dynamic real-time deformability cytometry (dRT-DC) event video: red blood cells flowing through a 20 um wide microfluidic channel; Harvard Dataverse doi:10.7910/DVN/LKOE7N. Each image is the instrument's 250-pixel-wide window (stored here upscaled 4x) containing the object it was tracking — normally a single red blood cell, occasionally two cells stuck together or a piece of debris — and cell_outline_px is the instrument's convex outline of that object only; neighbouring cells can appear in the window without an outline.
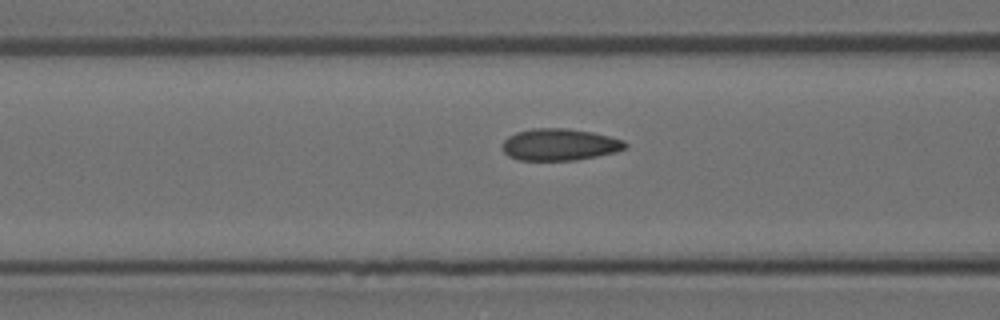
{"species": "Egyptian fruit bat (a non-hibernating species)", "species_latin": "Rousettus aegyptiacus", "temperature_condition": "room temperature", "stored_images_in_passage": 12, "camera_frame_rate_fps": 3000, "um_per_image_px": 0.085, "animal": {"sex": "female"}, "frame": {"image": 1, "passage_image": 10, "time_ms": 3.0, "image_size_px": [1000, 320], "cell_outline_px": [[628, 148], [616, 152], [576, 160], [520, 160], [508, 156], [504, 152], [504, 140], [508, 136], [516, 132], [532, 128], [568, 128], [592, 132], [624, 140], [628, 144]], "centroid_in_image_um": [47.6, 12.28], "position_along_channel_um": 119.0, "area_um2": 22.83}}